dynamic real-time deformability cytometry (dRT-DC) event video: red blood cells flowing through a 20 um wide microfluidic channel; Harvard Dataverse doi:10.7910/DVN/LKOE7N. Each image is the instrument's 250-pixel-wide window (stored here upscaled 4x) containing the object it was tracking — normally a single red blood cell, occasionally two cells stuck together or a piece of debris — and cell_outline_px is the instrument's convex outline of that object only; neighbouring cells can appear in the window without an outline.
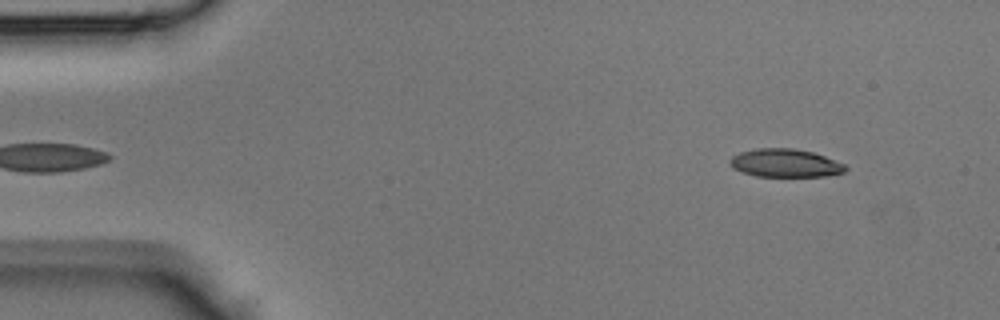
{"species": "Egyptian fruit bat (a non-hibernating species)", "species_latin": "Rousettus aegyptiacus", "temperature_condition": "room temperature", "stored_images_in_passage": 42, "camera_frame_rate_fps": 3000, "um_per_image_px": 0.085, "animal": {"sex": "male"}, "frame": {"image": 1, "passage_image": 4, "time_ms": 1.0, "image_size_px": [1000, 320], "cell_outline_px": [[848, 168], [844, 172], [824, 176], [756, 176], [732, 168], [728, 164], [728, 160], [732, 156], [740, 152], [756, 148], [796, 148], [812, 152], [824, 156], [844, 164]], "centroid_in_image_um": [66.7, 13.85], "position_along_channel_um": 18.3, "area_um2": 18.96}}
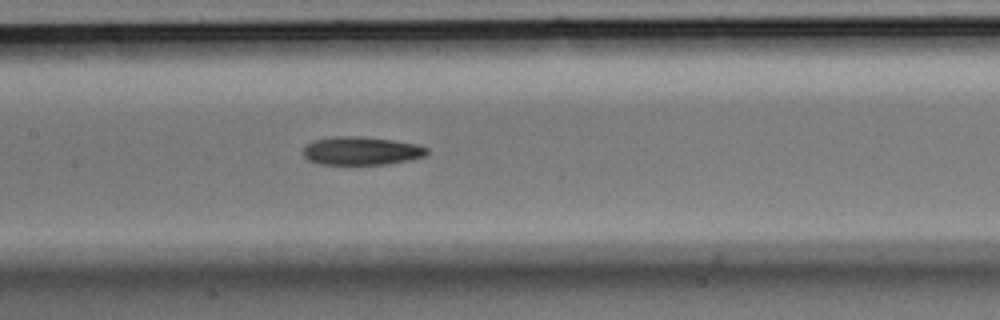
{"frame": {"image": 2, "passage_image": 20, "time_ms": 6.333, "image_size_px": [1000, 320], "cell_outline_px": [[428, 152], [424, 156], [408, 160], [388, 164], [320, 164], [308, 160], [304, 156], [304, 148], [312, 140], [332, 136], [360, 136], [392, 140], [416, 144], [428, 148]], "centroid_in_image_um": [30.7, 12.81], "position_along_channel_um": 176.7, "area_um2": 20.35}}
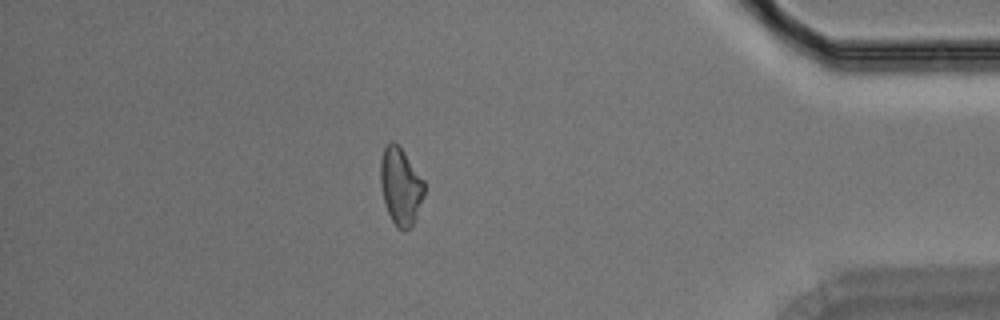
{"frame": {"image": 3, "passage_image": 37, "time_ms": 12.0, "image_size_px": [1000, 320], "cell_outline_px": [[424, 196], [416, 216], [412, 224], [404, 232], [400, 232], [396, 228], [388, 212], [384, 200], [380, 184], [380, 160], [384, 148], [392, 140], [400, 144], [424, 180]], "centroid_in_image_um": [34.05, 15.8], "position_along_channel_um": 401.2, "area_um2": 19.94}}